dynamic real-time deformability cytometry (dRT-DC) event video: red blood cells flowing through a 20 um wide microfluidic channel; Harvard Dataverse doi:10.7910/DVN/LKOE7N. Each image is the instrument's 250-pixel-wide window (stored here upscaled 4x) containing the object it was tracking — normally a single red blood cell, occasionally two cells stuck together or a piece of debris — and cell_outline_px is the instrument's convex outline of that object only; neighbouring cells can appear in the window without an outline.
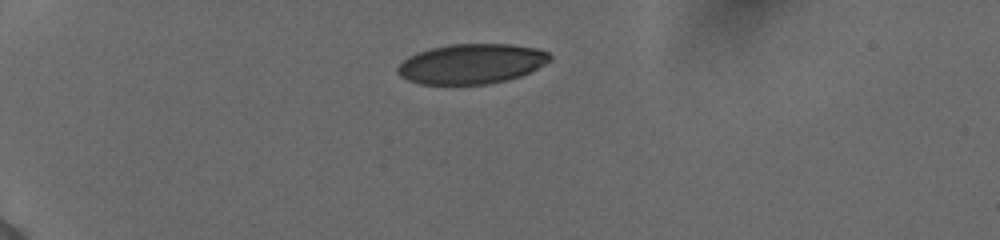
{"species": "human", "species_latin": "Homo sapiens", "temperature_condition": "cold", "stored_images_in_passage": 38, "camera_frame_rate_fps": 3000, "um_per_image_px": 0.085, "donor": {"sex": "female"}, "frame": {"image": 1, "passage_image": 1, "time_ms": 0.0, "image_size_px": [1000, 240], "cell_outline_px": [[552, 60], [520, 76], [504, 80], [484, 84], [420, 84], [408, 80], [400, 76], [396, 72], [396, 68], [408, 56], [416, 52], [448, 44], [508, 44], [536, 48], [548, 52], [552, 56]], "centroid_in_image_um": [40.05, 5.41], "position_along_channel_um": 45.0, "area_um2": 35.32}}
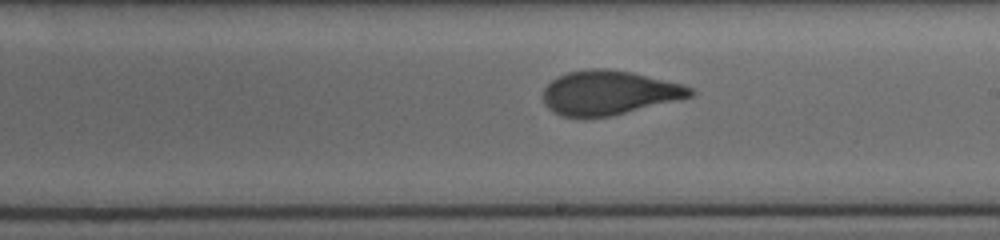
{"frame": {"image": 2, "passage_image": 20, "time_ms": 6.333, "image_size_px": [1000, 240], "cell_outline_px": [[696, 92], [692, 96], [612, 116], [560, 116], [552, 112], [544, 104], [544, 88], [552, 80], [568, 72], [588, 68], [608, 68], [632, 72], [684, 84], [696, 88]], "centroid_in_image_um": [51.79, 7.86], "position_along_channel_um": 237.2, "area_um2": 37.92}}
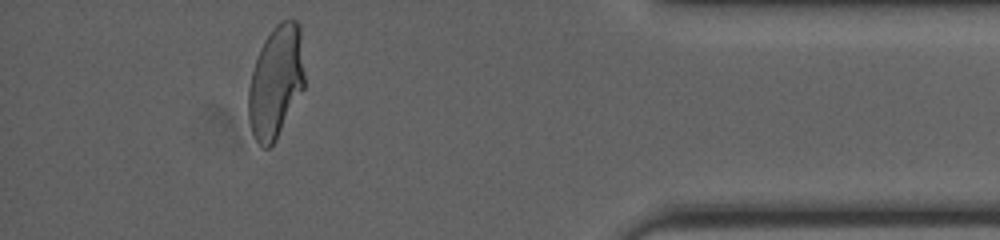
{"frame": {"image": 3, "passage_image": 36, "time_ms": 11.667, "image_size_px": [1000, 240], "cell_outline_px": [[304, 88], [276, 140], [268, 148], [264, 148], [256, 140], [252, 132], [248, 120], [248, 88], [252, 72], [260, 48], [264, 40], [272, 28], [276, 24], [284, 20], [296, 20], [300, 24], [304, 72]], "centroid_in_image_um": [23.45, 6.95], "position_along_channel_um": 411.8, "area_um2": 36.76}, "authors_computed_cell_mechanics": {"area_um2": 37.5989, "velocity_mm_per_s": 3.8772, "shape_relaxation_time_tau1_ms": 6.7222, "shape_relaxation_time_tau2_ms": null, "deformation_change_tau1": 0.2131, "deformation_change_tau2": null}}